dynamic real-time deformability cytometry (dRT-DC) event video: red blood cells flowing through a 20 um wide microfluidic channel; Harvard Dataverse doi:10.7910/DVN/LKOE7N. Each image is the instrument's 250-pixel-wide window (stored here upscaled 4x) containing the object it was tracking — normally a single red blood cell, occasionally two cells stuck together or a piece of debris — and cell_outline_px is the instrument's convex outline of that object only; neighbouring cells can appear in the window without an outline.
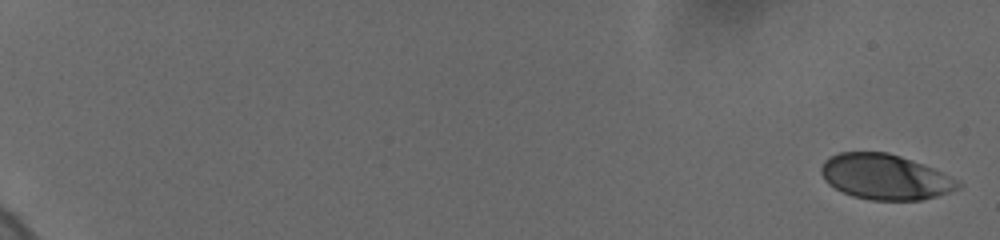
{"species": "human", "species_latin": "Homo sapiens", "temperature_condition": "cold", "stored_images_in_passage": 23, "camera_frame_rate_fps": 3000, "um_per_image_px": 0.085, "donor": {"sex": "female"}, "frame": {"image": 1, "passage_image": 1, "time_ms": 0.0, "image_size_px": [1000, 240], "cell_outline_px": [[964, 184], [960, 188], [936, 196], [920, 200], [868, 200], [852, 196], [828, 184], [824, 180], [820, 172], [820, 168], [824, 160], [828, 156], [840, 152], [888, 152], [900, 156], [932, 168], [960, 180]], "centroid_in_image_um": [75.22, 15.04], "position_along_channel_um": 9.8, "area_um2": 36.24}}
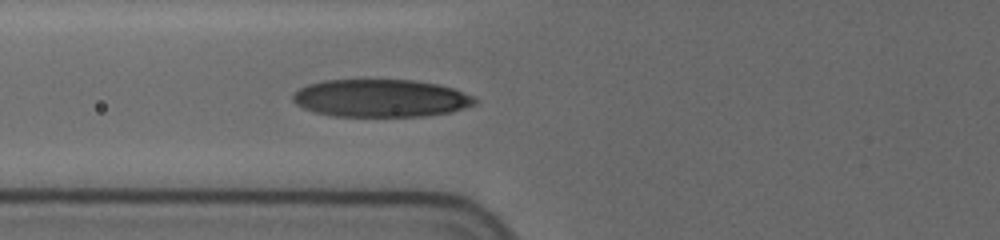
{"frame": {"image": 2, "passage_image": 16, "time_ms": 8.333, "image_size_px": [1000, 240], "cell_outline_px": [[480, 100], [476, 104], [452, 112], [428, 116], [332, 116], [316, 112], [304, 108], [296, 104], [292, 100], [292, 96], [300, 88], [308, 84], [324, 80], [416, 80], [440, 84], [476, 96]], "centroid_in_image_um": [32.43, 8.35], "position_along_channel_um": 93.4, "area_um2": 40.29}}
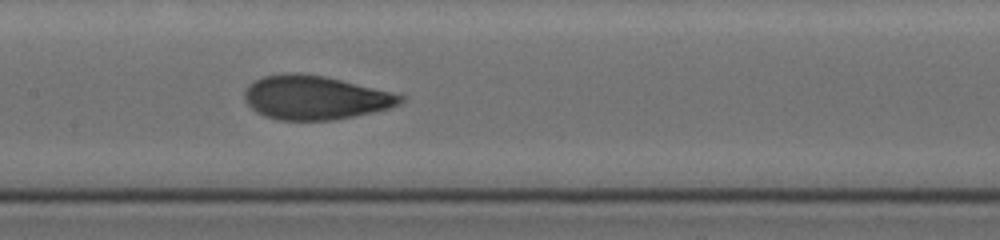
{"frame": {"image": 3, "passage_image": 22, "time_ms": 10.667, "image_size_px": [1000, 240], "cell_outline_px": [[404, 100], [400, 104], [388, 108], [372, 112], [332, 120], [280, 120], [264, 116], [256, 112], [244, 100], [244, 88], [248, 84], [264, 76], [284, 72], [300, 72], [324, 76], [392, 92], [404, 96]], "centroid_in_image_um": [26.73, 8.28], "position_along_channel_um": 180.7, "area_um2": 39.88}}